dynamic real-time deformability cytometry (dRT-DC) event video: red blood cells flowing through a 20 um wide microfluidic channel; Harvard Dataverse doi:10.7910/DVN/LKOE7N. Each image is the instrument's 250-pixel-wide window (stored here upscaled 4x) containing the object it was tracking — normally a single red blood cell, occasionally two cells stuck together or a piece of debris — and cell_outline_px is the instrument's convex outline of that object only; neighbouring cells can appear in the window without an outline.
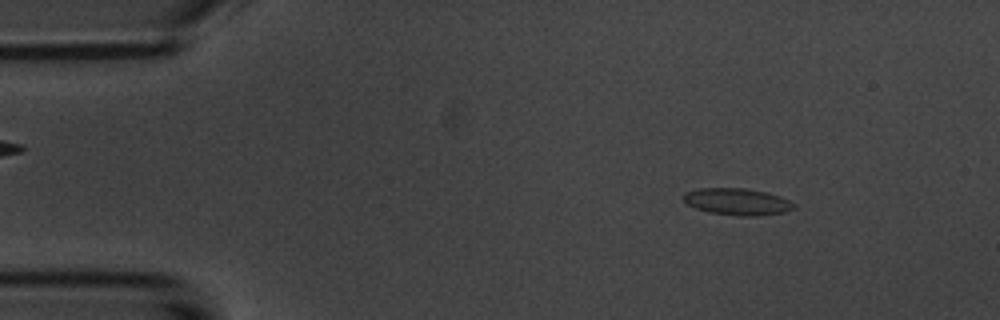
{"species": "common noctule bat (a hibernating species)", "species_latin": "Nyctalus noctula", "temperature_condition": "room temperature", "stored_images_in_passage": 54, "camera_frame_rate_fps": 3000, "um_per_image_px": 0.085, "animal": {"sex": "male", "body_mass_g": 20.1, "forearm_length_mm": 53.5}, "frame": {"image": 1, "passage_image": 7, "time_ms": 2.0, "image_size_px": [1000, 320], "cell_outline_px": [[796, 208], [784, 212], [756, 216], [744, 216], [708, 212], [696, 208], [688, 204], [684, 200], [684, 196], [688, 192], [700, 188], [744, 188], [768, 192], [780, 196], [796, 204]], "centroid_in_image_um": [62.73, 17.14], "position_along_channel_um": 22.3, "area_um2": 17.11}}
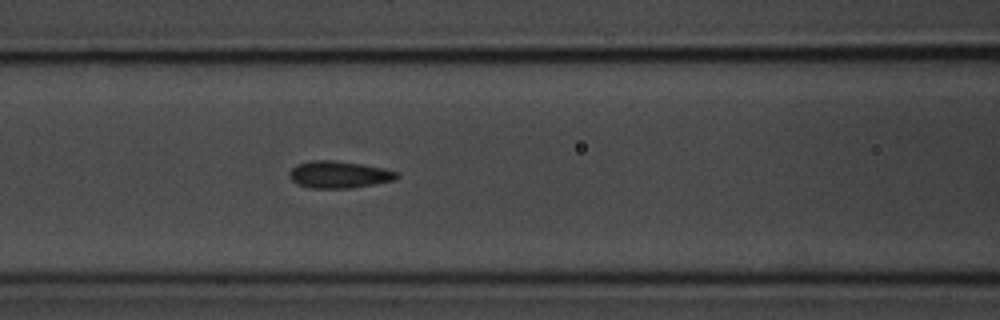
{"frame": {"image": 2, "passage_image": 22, "time_ms": 7.0, "image_size_px": [1000, 320], "cell_outline_px": [[400, 176], [396, 180], [352, 188], [308, 188], [292, 180], [288, 176], [288, 172], [296, 164], [312, 160], [332, 160], [360, 164], [384, 168], [396, 172]], "centroid_in_image_um": [28.8, 14.84], "position_along_channel_um": 137.8, "area_um2": 16.94}}
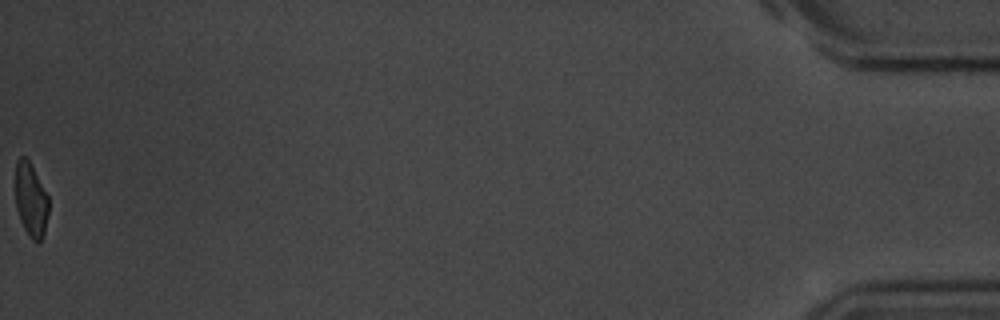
{"frame": {"image": 3, "passage_image": 54, "time_ms": 17.667, "image_size_px": [1000, 320], "cell_outline_px": [[48, 212], [44, 232], [40, 244], [32, 240], [28, 236], [20, 220], [16, 208], [16, 160], [20, 156], [24, 156], [28, 160], [48, 196]], "centroid_in_image_um": [2.62, 17.03], "position_along_channel_um": 432.6, "area_um2": 14.16}, "authors_computed_cell_mechanics": {"area_um2": 16.3574, "velocity_mm_per_s": 3.7212, "shape_relaxation_time_tau1_ms": 3.824, "shape_relaxation_time_tau2_ms": 1.2349, "deformation_change_tau1": 0.1068, "deformation_change_tau2": 0.0707}}